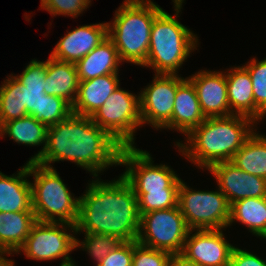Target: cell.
<instances>
[{
    "mask_svg": "<svg viewBox=\"0 0 266 266\" xmlns=\"http://www.w3.org/2000/svg\"><path fill=\"white\" fill-rule=\"evenodd\" d=\"M122 147L90 116L72 113L48 127L46 147L36 163L53 168L51 163L70 161L98 177L106 169L119 165Z\"/></svg>",
    "mask_w": 266,
    "mask_h": 266,
    "instance_id": "1",
    "label": "cell"
},
{
    "mask_svg": "<svg viewBox=\"0 0 266 266\" xmlns=\"http://www.w3.org/2000/svg\"><path fill=\"white\" fill-rule=\"evenodd\" d=\"M94 177L79 196L76 234L100 233L136 241L140 227L138 199L121 175L111 181Z\"/></svg>",
    "mask_w": 266,
    "mask_h": 266,
    "instance_id": "2",
    "label": "cell"
},
{
    "mask_svg": "<svg viewBox=\"0 0 266 266\" xmlns=\"http://www.w3.org/2000/svg\"><path fill=\"white\" fill-rule=\"evenodd\" d=\"M253 119L242 115L206 118L183 141L175 142L184 158L198 169L231 161L248 138L258 130ZM183 142V143H182Z\"/></svg>",
    "mask_w": 266,
    "mask_h": 266,
    "instance_id": "3",
    "label": "cell"
},
{
    "mask_svg": "<svg viewBox=\"0 0 266 266\" xmlns=\"http://www.w3.org/2000/svg\"><path fill=\"white\" fill-rule=\"evenodd\" d=\"M175 15L162 10L154 19L146 63L155 74L178 75L190 54L197 50L198 37L178 21L184 0H172Z\"/></svg>",
    "mask_w": 266,
    "mask_h": 266,
    "instance_id": "4",
    "label": "cell"
},
{
    "mask_svg": "<svg viewBox=\"0 0 266 266\" xmlns=\"http://www.w3.org/2000/svg\"><path fill=\"white\" fill-rule=\"evenodd\" d=\"M108 24V37L113 41L120 60L142 67L149 51L151 28L163 10L151 0H123Z\"/></svg>",
    "mask_w": 266,
    "mask_h": 266,
    "instance_id": "5",
    "label": "cell"
},
{
    "mask_svg": "<svg viewBox=\"0 0 266 266\" xmlns=\"http://www.w3.org/2000/svg\"><path fill=\"white\" fill-rule=\"evenodd\" d=\"M32 209L37 221L63 222L75 226L78 219L79 197L67 188L53 167L29 162Z\"/></svg>",
    "mask_w": 266,
    "mask_h": 266,
    "instance_id": "6",
    "label": "cell"
},
{
    "mask_svg": "<svg viewBox=\"0 0 266 266\" xmlns=\"http://www.w3.org/2000/svg\"><path fill=\"white\" fill-rule=\"evenodd\" d=\"M152 155L136 146L122 147L120 166L122 175L134 192H178L182 179L168 164H154Z\"/></svg>",
    "mask_w": 266,
    "mask_h": 266,
    "instance_id": "7",
    "label": "cell"
},
{
    "mask_svg": "<svg viewBox=\"0 0 266 266\" xmlns=\"http://www.w3.org/2000/svg\"><path fill=\"white\" fill-rule=\"evenodd\" d=\"M178 206L190 230L227 229L230 205L217 187L215 191H197L182 180Z\"/></svg>",
    "mask_w": 266,
    "mask_h": 266,
    "instance_id": "8",
    "label": "cell"
},
{
    "mask_svg": "<svg viewBox=\"0 0 266 266\" xmlns=\"http://www.w3.org/2000/svg\"><path fill=\"white\" fill-rule=\"evenodd\" d=\"M91 119L123 147L135 146L136 130L142 127L140 94L123 90L119 85Z\"/></svg>",
    "mask_w": 266,
    "mask_h": 266,
    "instance_id": "9",
    "label": "cell"
},
{
    "mask_svg": "<svg viewBox=\"0 0 266 266\" xmlns=\"http://www.w3.org/2000/svg\"><path fill=\"white\" fill-rule=\"evenodd\" d=\"M76 238V229L72 224L36 221L24 245L16 254L22 251L29 259L37 261L61 259L60 266H78L69 255L77 250Z\"/></svg>",
    "mask_w": 266,
    "mask_h": 266,
    "instance_id": "10",
    "label": "cell"
},
{
    "mask_svg": "<svg viewBox=\"0 0 266 266\" xmlns=\"http://www.w3.org/2000/svg\"><path fill=\"white\" fill-rule=\"evenodd\" d=\"M189 228L179 206L140 215L137 242L143 246L181 254Z\"/></svg>",
    "mask_w": 266,
    "mask_h": 266,
    "instance_id": "11",
    "label": "cell"
},
{
    "mask_svg": "<svg viewBox=\"0 0 266 266\" xmlns=\"http://www.w3.org/2000/svg\"><path fill=\"white\" fill-rule=\"evenodd\" d=\"M187 77L154 74L151 83L140 90V114L142 126L151 125L155 130H170L177 87Z\"/></svg>",
    "mask_w": 266,
    "mask_h": 266,
    "instance_id": "12",
    "label": "cell"
},
{
    "mask_svg": "<svg viewBox=\"0 0 266 266\" xmlns=\"http://www.w3.org/2000/svg\"><path fill=\"white\" fill-rule=\"evenodd\" d=\"M223 230H189L181 254L198 266H229L235 245L225 239Z\"/></svg>",
    "mask_w": 266,
    "mask_h": 266,
    "instance_id": "13",
    "label": "cell"
},
{
    "mask_svg": "<svg viewBox=\"0 0 266 266\" xmlns=\"http://www.w3.org/2000/svg\"><path fill=\"white\" fill-rule=\"evenodd\" d=\"M208 170L229 205L244 198L266 196V179L241 170L231 161L214 164Z\"/></svg>",
    "mask_w": 266,
    "mask_h": 266,
    "instance_id": "14",
    "label": "cell"
},
{
    "mask_svg": "<svg viewBox=\"0 0 266 266\" xmlns=\"http://www.w3.org/2000/svg\"><path fill=\"white\" fill-rule=\"evenodd\" d=\"M187 78L196 89L201 110L206 118L233 115L228 101L225 72L204 69Z\"/></svg>",
    "mask_w": 266,
    "mask_h": 266,
    "instance_id": "15",
    "label": "cell"
},
{
    "mask_svg": "<svg viewBox=\"0 0 266 266\" xmlns=\"http://www.w3.org/2000/svg\"><path fill=\"white\" fill-rule=\"evenodd\" d=\"M108 37V24L82 25L67 31L55 45L50 56L60 61L76 63Z\"/></svg>",
    "mask_w": 266,
    "mask_h": 266,
    "instance_id": "16",
    "label": "cell"
},
{
    "mask_svg": "<svg viewBox=\"0 0 266 266\" xmlns=\"http://www.w3.org/2000/svg\"><path fill=\"white\" fill-rule=\"evenodd\" d=\"M225 76L231 113L249 117L259 124L266 116L255 106L249 72L243 66H234L227 69Z\"/></svg>",
    "mask_w": 266,
    "mask_h": 266,
    "instance_id": "17",
    "label": "cell"
},
{
    "mask_svg": "<svg viewBox=\"0 0 266 266\" xmlns=\"http://www.w3.org/2000/svg\"><path fill=\"white\" fill-rule=\"evenodd\" d=\"M206 117L199 104L196 89L192 82L186 78L178 87L175 95L170 129L179 131L185 137Z\"/></svg>",
    "mask_w": 266,
    "mask_h": 266,
    "instance_id": "18",
    "label": "cell"
},
{
    "mask_svg": "<svg viewBox=\"0 0 266 266\" xmlns=\"http://www.w3.org/2000/svg\"><path fill=\"white\" fill-rule=\"evenodd\" d=\"M119 74H107L87 81H80L72 112L81 116H92L108 97L119 87Z\"/></svg>",
    "mask_w": 266,
    "mask_h": 266,
    "instance_id": "19",
    "label": "cell"
},
{
    "mask_svg": "<svg viewBox=\"0 0 266 266\" xmlns=\"http://www.w3.org/2000/svg\"><path fill=\"white\" fill-rule=\"evenodd\" d=\"M29 162L10 176L0 171V212L33 211Z\"/></svg>",
    "mask_w": 266,
    "mask_h": 266,
    "instance_id": "20",
    "label": "cell"
},
{
    "mask_svg": "<svg viewBox=\"0 0 266 266\" xmlns=\"http://www.w3.org/2000/svg\"><path fill=\"white\" fill-rule=\"evenodd\" d=\"M120 65H122V61L109 37L75 63L79 82L107 74H119Z\"/></svg>",
    "mask_w": 266,
    "mask_h": 266,
    "instance_id": "21",
    "label": "cell"
},
{
    "mask_svg": "<svg viewBox=\"0 0 266 266\" xmlns=\"http://www.w3.org/2000/svg\"><path fill=\"white\" fill-rule=\"evenodd\" d=\"M78 86L75 64L49 56L46 66L45 94L62 97L72 105L77 96Z\"/></svg>",
    "mask_w": 266,
    "mask_h": 266,
    "instance_id": "22",
    "label": "cell"
},
{
    "mask_svg": "<svg viewBox=\"0 0 266 266\" xmlns=\"http://www.w3.org/2000/svg\"><path fill=\"white\" fill-rule=\"evenodd\" d=\"M36 221L34 211L0 212V251L16 254Z\"/></svg>",
    "mask_w": 266,
    "mask_h": 266,
    "instance_id": "23",
    "label": "cell"
},
{
    "mask_svg": "<svg viewBox=\"0 0 266 266\" xmlns=\"http://www.w3.org/2000/svg\"><path fill=\"white\" fill-rule=\"evenodd\" d=\"M48 127L38 122L31 115L23 116L4 123L0 127V138L9 136L11 140L18 144L27 146L43 147L32 156L27 162H36L43 154L47 141Z\"/></svg>",
    "mask_w": 266,
    "mask_h": 266,
    "instance_id": "24",
    "label": "cell"
},
{
    "mask_svg": "<svg viewBox=\"0 0 266 266\" xmlns=\"http://www.w3.org/2000/svg\"><path fill=\"white\" fill-rule=\"evenodd\" d=\"M239 221L254 236L266 239V196L244 198L230 205V218L227 227Z\"/></svg>",
    "mask_w": 266,
    "mask_h": 266,
    "instance_id": "25",
    "label": "cell"
},
{
    "mask_svg": "<svg viewBox=\"0 0 266 266\" xmlns=\"http://www.w3.org/2000/svg\"><path fill=\"white\" fill-rule=\"evenodd\" d=\"M46 66L47 60L32 59L21 74H14L21 83L27 115L39 113V103L45 95Z\"/></svg>",
    "mask_w": 266,
    "mask_h": 266,
    "instance_id": "26",
    "label": "cell"
},
{
    "mask_svg": "<svg viewBox=\"0 0 266 266\" xmlns=\"http://www.w3.org/2000/svg\"><path fill=\"white\" fill-rule=\"evenodd\" d=\"M231 162L249 174L266 179V136L255 130Z\"/></svg>",
    "mask_w": 266,
    "mask_h": 266,
    "instance_id": "27",
    "label": "cell"
},
{
    "mask_svg": "<svg viewBox=\"0 0 266 266\" xmlns=\"http://www.w3.org/2000/svg\"><path fill=\"white\" fill-rule=\"evenodd\" d=\"M0 85V127L11 120L27 115L21 83L11 73Z\"/></svg>",
    "mask_w": 266,
    "mask_h": 266,
    "instance_id": "28",
    "label": "cell"
},
{
    "mask_svg": "<svg viewBox=\"0 0 266 266\" xmlns=\"http://www.w3.org/2000/svg\"><path fill=\"white\" fill-rule=\"evenodd\" d=\"M72 105L62 97L45 94L39 103L34 119L47 127L53 126L72 114Z\"/></svg>",
    "mask_w": 266,
    "mask_h": 266,
    "instance_id": "29",
    "label": "cell"
},
{
    "mask_svg": "<svg viewBox=\"0 0 266 266\" xmlns=\"http://www.w3.org/2000/svg\"><path fill=\"white\" fill-rule=\"evenodd\" d=\"M84 240L76 238V248L86 251L96 266L122 241L117 237L100 233H84Z\"/></svg>",
    "mask_w": 266,
    "mask_h": 266,
    "instance_id": "30",
    "label": "cell"
},
{
    "mask_svg": "<svg viewBox=\"0 0 266 266\" xmlns=\"http://www.w3.org/2000/svg\"><path fill=\"white\" fill-rule=\"evenodd\" d=\"M243 67L249 72L253 84L255 106L266 116V58H252Z\"/></svg>",
    "mask_w": 266,
    "mask_h": 266,
    "instance_id": "31",
    "label": "cell"
},
{
    "mask_svg": "<svg viewBox=\"0 0 266 266\" xmlns=\"http://www.w3.org/2000/svg\"><path fill=\"white\" fill-rule=\"evenodd\" d=\"M139 214L178 206V192H134Z\"/></svg>",
    "mask_w": 266,
    "mask_h": 266,
    "instance_id": "32",
    "label": "cell"
},
{
    "mask_svg": "<svg viewBox=\"0 0 266 266\" xmlns=\"http://www.w3.org/2000/svg\"><path fill=\"white\" fill-rule=\"evenodd\" d=\"M91 2V0H41L40 8L48 11L53 17L62 15L77 18L91 6Z\"/></svg>",
    "mask_w": 266,
    "mask_h": 266,
    "instance_id": "33",
    "label": "cell"
},
{
    "mask_svg": "<svg viewBox=\"0 0 266 266\" xmlns=\"http://www.w3.org/2000/svg\"><path fill=\"white\" fill-rule=\"evenodd\" d=\"M171 253L149 248L134 241L133 266H167Z\"/></svg>",
    "mask_w": 266,
    "mask_h": 266,
    "instance_id": "34",
    "label": "cell"
},
{
    "mask_svg": "<svg viewBox=\"0 0 266 266\" xmlns=\"http://www.w3.org/2000/svg\"><path fill=\"white\" fill-rule=\"evenodd\" d=\"M134 241H122L97 266H133Z\"/></svg>",
    "mask_w": 266,
    "mask_h": 266,
    "instance_id": "35",
    "label": "cell"
},
{
    "mask_svg": "<svg viewBox=\"0 0 266 266\" xmlns=\"http://www.w3.org/2000/svg\"><path fill=\"white\" fill-rule=\"evenodd\" d=\"M229 266H266V260L246 249L234 247Z\"/></svg>",
    "mask_w": 266,
    "mask_h": 266,
    "instance_id": "36",
    "label": "cell"
},
{
    "mask_svg": "<svg viewBox=\"0 0 266 266\" xmlns=\"http://www.w3.org/2000/svg\"><path fill=\"white\" fill-rule=\"evenodd\" d=\"M167 266H198L187 260L182 254H171Z\"/></svg>",
    "mask_w": 266,
    "mask_h": 266,
    "instance_id": "37",
    "label": "cell"
},
{
    "mask_svg": "<svg viewBox=\"0 0 266 266\" xmlns=\"http://www.w3.org/2000/svg\"><path fill=\"white\" fill-rule=\"evenodd\" d=\"M6 254L8 256L12 255L11 253L0 251V266H15V261L6 258Z\"/></svg>",
    "mask_w": 266,
    "mask_h": 266,
    "instance_id": "38",
    "label": "cell"
}]
</instances>
